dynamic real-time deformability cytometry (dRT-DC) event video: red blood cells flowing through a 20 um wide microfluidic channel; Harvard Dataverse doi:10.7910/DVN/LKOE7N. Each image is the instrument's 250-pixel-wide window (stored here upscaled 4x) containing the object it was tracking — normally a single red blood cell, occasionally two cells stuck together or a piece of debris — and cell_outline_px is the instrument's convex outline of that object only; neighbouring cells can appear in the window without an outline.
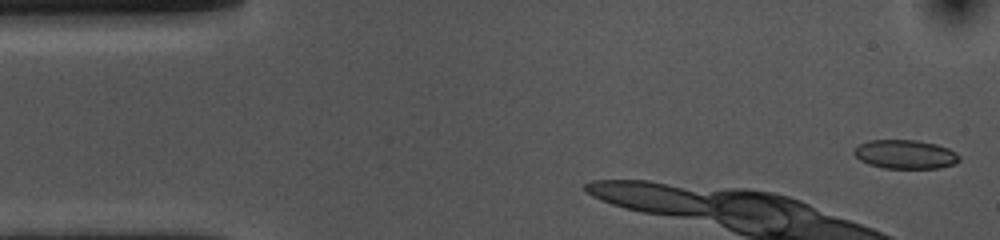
{"species": "common noctule bat (a hibernating species)", "species_latin": "Nyctalus noctula", "temperature_condition": "cold", "stored_images_in_passage": 11, "camera_frame_rate_fps": 3000, "um_per_image_px": 0.085, "animal": {"sex": "female", "body_mass_g": 10.0, "forearm_length_mm": 53.1}, "frame": {"image": 1, "passage_image": 2, "time_ms": 0.333, "image_size_px": [1000, 240], "cell_outline_px": [[960, 160], [952, 164], [940, 168], [884, 168], [868, 164], [860, 160], [852, 152], [860, 144], [868, 140], [916, 140], [936, 144], [948, 148], [956, 152], [960, 156]], "centroid_in_image_um": [76.95, 13.11], "position_along_channel_um": 8.1, "area_um2": 17.69}}